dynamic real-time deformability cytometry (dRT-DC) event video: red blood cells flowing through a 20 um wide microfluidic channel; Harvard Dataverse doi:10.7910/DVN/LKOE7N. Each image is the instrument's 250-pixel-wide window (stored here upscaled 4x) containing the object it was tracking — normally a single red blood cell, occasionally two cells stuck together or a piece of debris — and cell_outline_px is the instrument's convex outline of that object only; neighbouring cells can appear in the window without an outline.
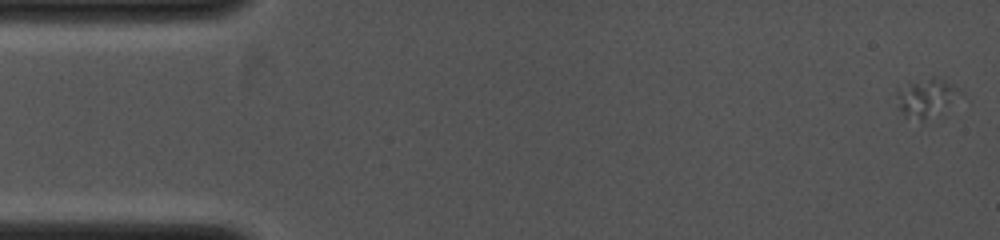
{"species": "common noctule bat (a hibernating species)", "species_latin": "Nyctalus noctula", "temperature_condition": "cold", "stored_images_in_passage": 7, "camera_frame_rate_fps": 4000, "um_per_image_px": 0.085, "animal": {"sex": "female", "body_mass_g": 19.0, "forearm_length_mm": 53.3}, "frame": {"image": 1, "passage_image": 1, "time_ms": 0.0, "image_size_px": [1000, 240], "cell_outline_px": [[956, 88], [948, 100], [920, 120], [904, 116], [900, 108], [896, 92], [896, 88], [932, 76], [944, 76]], "centroid_in_image_um": [78.54, 8.18], "position_along_channel_um": 6.5, "area_um2": 12.43}}
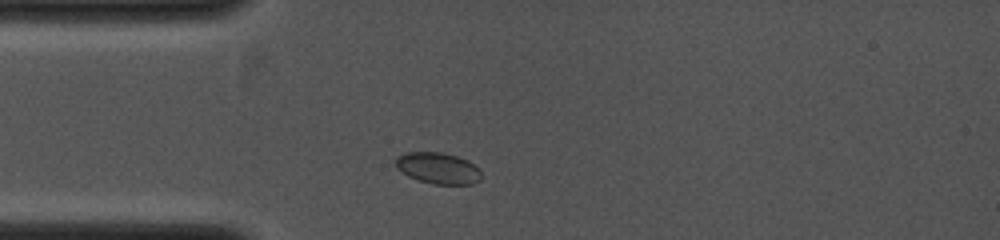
{"frame": {"image": 2, "passage_image": 5, "time_ms": 4.0, "image_size_px": [1000, 240], "cell_outline_px": [[480, 180], [472, 184], [432, 184], [408, 176], [400, 172], [396, 168], [396, 156], [404, 152], [440, 152], [456, 156], [468, 160], [480, 172]], "centroid_in_image_um": [37.18, 14.29], "position_along_channel_um": 47.8, "area_um2": 15.55}}